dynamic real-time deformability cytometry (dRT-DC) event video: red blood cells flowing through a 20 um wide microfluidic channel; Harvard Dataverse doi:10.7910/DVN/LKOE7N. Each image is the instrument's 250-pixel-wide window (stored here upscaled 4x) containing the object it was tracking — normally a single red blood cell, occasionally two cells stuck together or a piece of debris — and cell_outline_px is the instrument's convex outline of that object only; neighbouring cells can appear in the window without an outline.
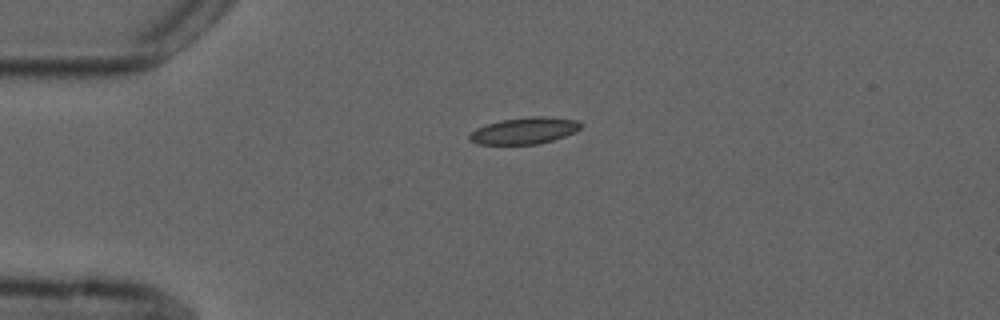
{"species": "common noctule bat (a hibernating species)", "species_latin": "Nyctalus noctula", "temperature_condition": "cold", "stored_images_in_passage": 2, "camera_frame_rate_fps": 3000, "um_per_image_px": 0.085, "animal": {"sex": "male", "forearm_length_mm": 52.5}, "frame": {"image": 1, "passage_image": 1, "time_ms": 0.0, "image_size_px": [1000, 320], "cell_outline_px": [[584, 124], [576, 132], [540, 144], [476, 144], [468, 140], [468, 136], [476, 128], [500, 120], [528, 116], [548, 116], [576, 120]], "centroid_in_image_um": [44.58, 11.1], "position_along_channel_um": 40.4, "area_um2": 17.4}}